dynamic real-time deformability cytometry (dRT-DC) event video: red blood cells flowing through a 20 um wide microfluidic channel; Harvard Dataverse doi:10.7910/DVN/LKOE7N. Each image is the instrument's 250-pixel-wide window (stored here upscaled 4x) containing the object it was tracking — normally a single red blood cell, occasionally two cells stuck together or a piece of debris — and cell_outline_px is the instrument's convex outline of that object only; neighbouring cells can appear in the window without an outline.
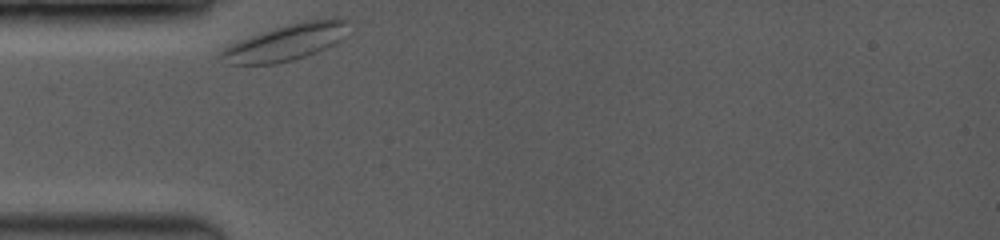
{"species": "common noctule bat (a hibernating species)", "species_latin": "Nyctalus noctula", "temperature_condition": "room temperature", "stored_images_in_passage": 30, "camera_frame_rate_fps": 3500, "um_per_image_px": 0.085, "animal": {"sex": "female", "body_mass_g": 19.0, "forearm_length_mm": 53.3}, "frame": {"image": 1, "passage_image": 1, "time_ms": 0.0, "image_size_px": [1000, 240], "cell_outline_px": [[348, 20], [340, 40], [336, 44], [328, 48], [292, 60], [272, 64], [228, 64], [220, 60], [220, 52], [224, 48], [240, 40], [260, 32], [288, 24], [304, 20], [336, 16]], "centroid_in_image_um": [24.31, 3.58], "position_along_channel_um": 60.7, "area_um2": 26.88}}
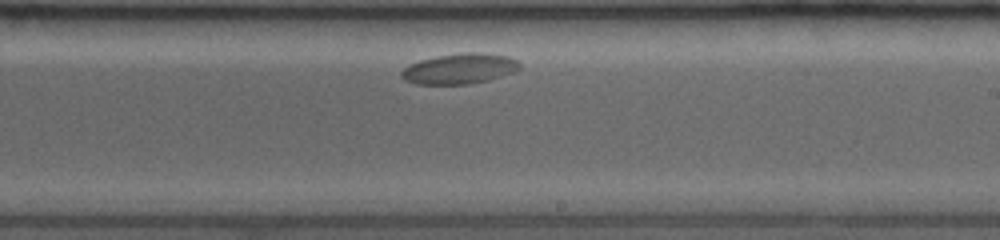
{"frame": {"image": 2, "passage_image": 18, "time_ms": 5.714, "image_size_px": [1000, 240], "cell_outline_px": [[520, 68], [512, 72], [488, 80], [468, 84], [416, 84], [404, 80], [400, 76], [400, 72], [404, 68], [420, 60], [436, 56], [464, 52], [480, 52], [508, 56], [516, 60], [520, 64]], "centroid_in_image_um": [39.04, 5.83], "position_along_channel_um": 250.0, "area_um2": 20.87}}
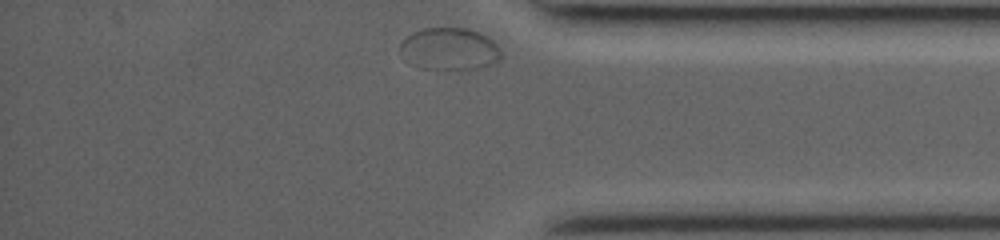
{"frame": {"image": 3, "passage_image": 30, "time_ms": 10.0, "image_size_px": [1000, 240], "cell_outline_px": [[500, 60], [488, 64], [472, 68], [420, 68], [400, 52], [400, 44], [408, 36], [424, 28], [468, 28], [480, 32], [488, 36], [500, 48]], "centroid_in_image_um": [38.24, 4.12], "position_along_channel_um": 397.0, "area_um2": 24.1}}